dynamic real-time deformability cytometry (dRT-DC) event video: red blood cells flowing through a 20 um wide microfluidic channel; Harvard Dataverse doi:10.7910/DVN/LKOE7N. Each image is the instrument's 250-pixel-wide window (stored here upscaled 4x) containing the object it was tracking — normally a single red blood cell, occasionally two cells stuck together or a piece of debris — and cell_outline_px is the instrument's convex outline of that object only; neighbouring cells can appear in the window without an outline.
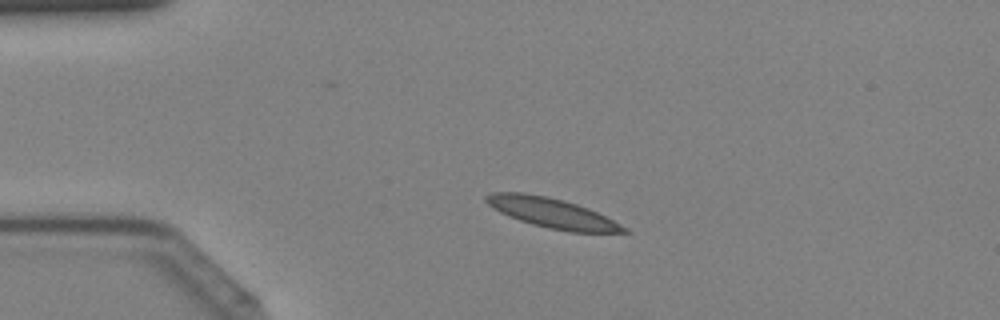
{"species": "Egyptian fruit bat (a non-hibernating species)", "species_latin": "Rousettus aegyptiacus", "temperature_condition": "cold", "stored_images_in_passage": 40, "camera_frame_rate_fps": 3000, "um_per_image_px": 0.085, "animal": {"sex": "female"}, "frame": {"image": 1, "passage_image": 7, "time_ms": 2.0, "image_size_px": [1000, 320], "cell_outline_px": [[632, 232], [572, 232], [548, 228], [532, 224], [508, 216], [492, 208], [484, 200], [484, 196], [492, 192], [524, 192], [548, 196], [564, 200], [588, 208], [628, 228]], "centroid_in_image_um": [46.88, 18.09], "position_along_channel_um": 38.1, "area_um2": 23.87}}
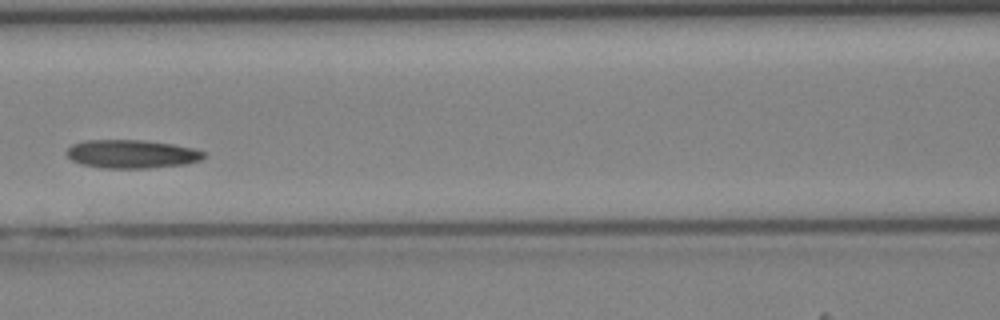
{"frame": {"image": 2, "passage_image": 17, "time_ms": 5.333, "image_size_px": [1000, 320], "cell_outline_px": [[208, 156], [200, 160], [184, 164], [148, 168], [100, 168], [80, 164], [72, 160], [64, 152], [72, 144], [84, 140], [144, 140], [172, 144], [192, 148], [204, 152]], "centroid_in_image_um": [11.16, 13.09], "position_along_channel_um": 155.4, "area_um2": 22.83}}
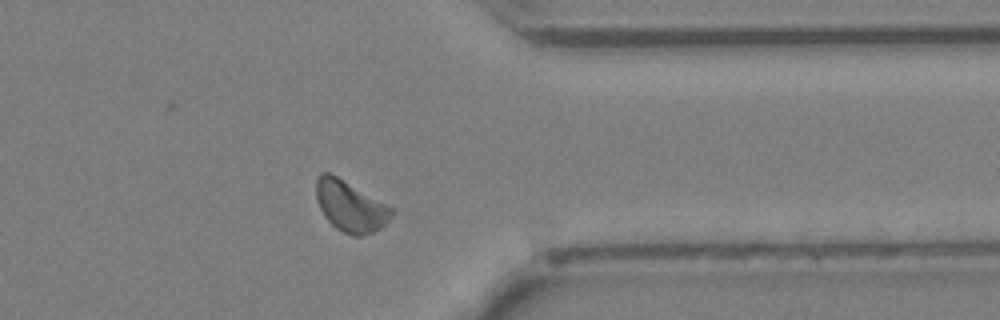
{"frame": {"image": 3, "passage_image": 32, "time_ms": 10.333, "image_size_px": [1000, 320], "cell_outline_px": [[392, 216], [380, 228], [372, 232], [360, 236], [352, 236], [336, 228], [324, 216], [320, 208], [316, 196], [316, 180], [320, 172], [328, 172], [336, 176], [392, 208]], "centroid_in_image_um": [29.73, 17.54], "position_along_channel_um": 381.7, "area_um2": 21.73}}